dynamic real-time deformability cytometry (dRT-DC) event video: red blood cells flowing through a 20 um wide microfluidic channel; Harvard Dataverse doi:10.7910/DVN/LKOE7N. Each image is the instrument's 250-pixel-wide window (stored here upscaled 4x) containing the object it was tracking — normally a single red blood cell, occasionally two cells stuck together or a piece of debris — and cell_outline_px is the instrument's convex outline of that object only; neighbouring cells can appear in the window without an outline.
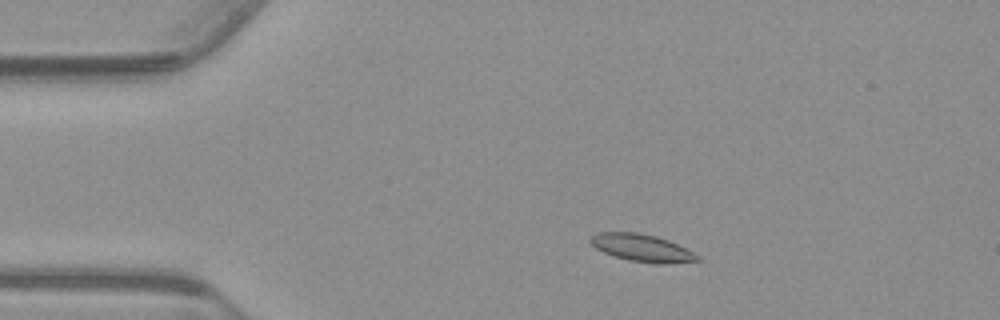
{"species": "common noctule bat (a hibernating species)", "species_latin": "Nyctalus noctula", "temperature_condition": "warm", "stored_images_in_passage": 52, "camera_frame_rate_fps": 3000, "um_per_image_px": 0.085, "animal": {"sex": "male", "body_mass_g": 23.1, "forearm_length_mm": 52.7}, "frame": {"image": 1, "passage_image": 7, "time_ms": 2.0, "image_size_px": [1000, 320], "cell_outline_px": [[704, 260], [660, 264], [656, 264], [628, 260], [604, 252], [596, 248], [588, 240], [596, 232], [636, 232], [656, 236], [668, 240], [700, 256]], "centroid_in_image_um": [54.56, 21.07], "position_along_channel_um": 30.4, "area_um2": 16.94}}
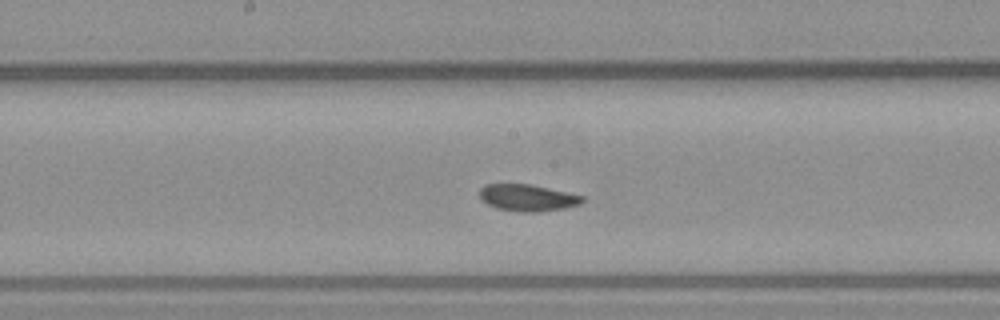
{"frame": {"image": 2, "passage_image": 25, "time_ms": 8.0, "image_size_px": [1000, 320], "cell_outline_px": [[584, 200], [580, 204], [564, 208], [536, 212], [520, 212], [496, 208], [480, 200], [480, 188], [484, 184], [532, 184], [584, 196]], "centroid_in_image_um": [44.82, 16.8], "position_along_channel_um": 203.4, "area_um2": 16.07}}
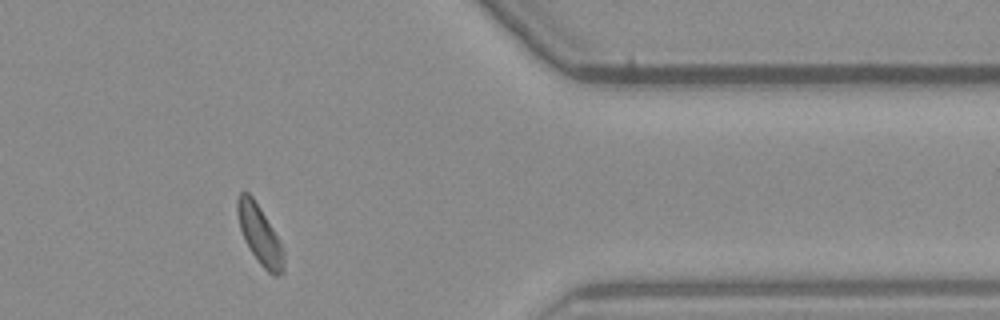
{"frame": {"image": 3, "passage_image": 42, "time_ms": 13.667, "image_size_px": [1000, 320], "cell_outline_px": [[284, 272], [276, 276], [272, 276], [260, 264], [252, 252], [240, 228], [236, 212], [236, 200], [240, 192], [248, 192], [252, 196], [260, 208], [280, 240], [284, 252]], "centroid_in_image_um": [22.09, 19.95], "position_along_channel_um": 389.3, "area_um2": 15.78}, "authors_computed_cell_mechanics": {"area_um2": 16.3574, "velocity_mm_per_s": 3.7041, "shape_relaxation_time_tau1_ms": 3.7083, "shape_relaxation_time_tau2_ms": 11.2736, "deformation_change_tau1": 0.093, "deformation_change_tau2": 0.1202}}